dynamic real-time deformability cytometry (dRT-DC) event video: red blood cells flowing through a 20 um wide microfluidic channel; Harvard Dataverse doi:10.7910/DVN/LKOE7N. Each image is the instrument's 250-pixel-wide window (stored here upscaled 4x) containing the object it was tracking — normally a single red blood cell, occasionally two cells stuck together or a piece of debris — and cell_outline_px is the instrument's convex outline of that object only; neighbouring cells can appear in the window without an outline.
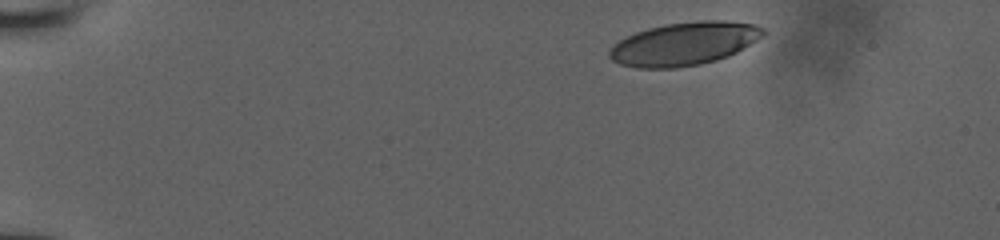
{"species": "human", "species_latin": "Homo sapiens", "temperature_condition": "room temperature", "stored_images_in_passage": 9, "camera_frame_rate_fps": 3000, "um_per_image_px": 0.085, "donor": {"sex": "male"}, "frame": {"image": 1, "passage_image": 1, "time_ms": 0.0, "image_size_px": [1000, 240], "cell_outline_px": [[764, 32], [756, 40], [736, 52], [728, 56], [716, 60], [700, 64], [676, 68], [636, 68], [620, 64], [612, 60], [608, 56], [608, 52], [620, 40], [636, 32], [648, 28], [664, 24], [700, 20], [724, 20], [756, 24], [764, 28]], "centroid_in_image_um": [58.15, 3.71], "position_along_channel_um": 26.9, "area_um2": 38.49}}
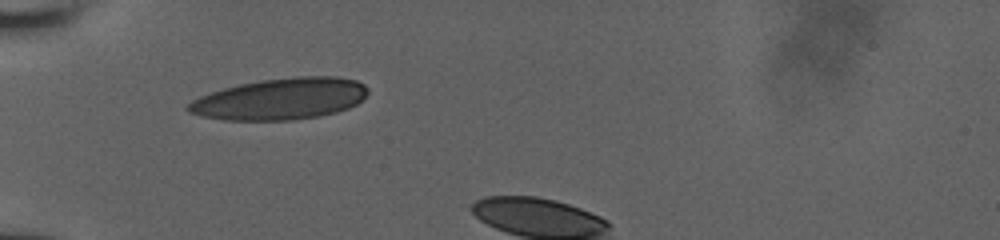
{"frame": {"image": 2, "passage_image": 7, "time_ms": 3.333, "image_size_px": [1000, 240], "cell_outline_px": [[368, 92], [356, 104], [348, 108], [336, 112], [320, 116], [292, 120], [224, 120], [204, 116], [188, 112], [184, 108], [192, 100], [200, 96], [224, 88], [240, 84], [260, 80], [296, 76], [336, 76], [356, 80], [364, 84], [368, 88]], "centroid_in_image_um": [23.84, 8.4], "position_along_channel_um": 61.2, "area_um2": 43.41}}